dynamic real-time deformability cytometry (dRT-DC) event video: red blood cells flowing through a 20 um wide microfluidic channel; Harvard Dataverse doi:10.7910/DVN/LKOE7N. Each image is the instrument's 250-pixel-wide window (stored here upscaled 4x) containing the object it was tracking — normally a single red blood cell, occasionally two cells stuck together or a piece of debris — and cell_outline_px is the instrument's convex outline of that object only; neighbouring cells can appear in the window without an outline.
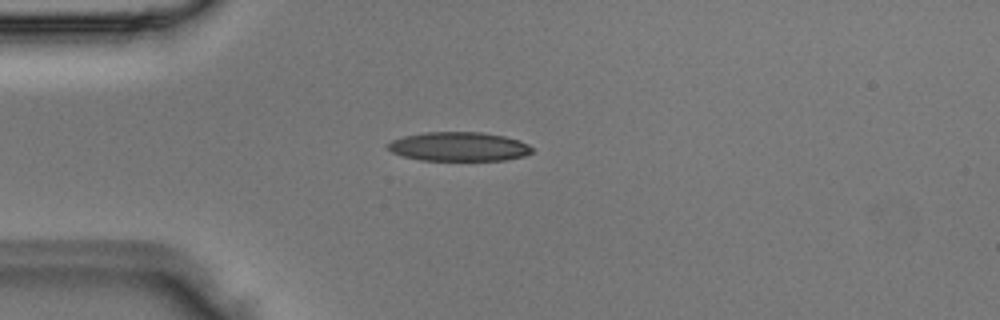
{"species": "Egyptian fruit bat (a non-hibernating species)", "species_latin": "Rousettus aegyptiacus", "temperature_condition": "room temperature", "stored_images_in_passage": 2, "camera_frame_rate_fps": 3000, "um_per_image_px": 0.085, "animal": {"sex": "male"}, "frame": {"image": 1, "passage_image": 2, "time_ms": 0.333, "image_size_px": [1000, 320], "cell_outline_px": [[532, 152], [524, 156], [504, 160], [420, 160], [404, 156], [392, 152], [388, 148], [388, 144], [392, 140], [404, 136], [424, 132], [484, 132], [504, 136], [520, 140], [528, 144], [532, 148]], "centroid_in_image_um": [39.02, 12.45], "position_along_channel_um": 46.0, "area_um2": 24.39}}